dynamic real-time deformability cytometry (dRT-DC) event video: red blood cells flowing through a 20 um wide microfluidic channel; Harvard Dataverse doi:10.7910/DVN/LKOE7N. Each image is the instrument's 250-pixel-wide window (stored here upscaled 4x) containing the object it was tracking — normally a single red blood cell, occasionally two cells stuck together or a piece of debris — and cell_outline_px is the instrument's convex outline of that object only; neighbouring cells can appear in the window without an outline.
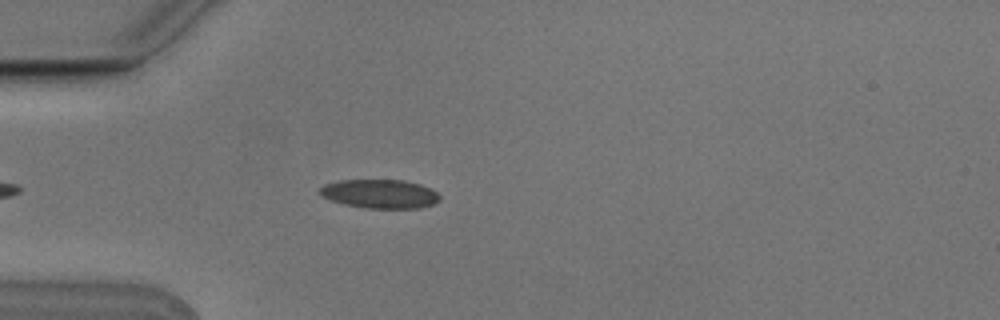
{"species": "Egyptian fruit bat (a non-hibernating species)", "species_latin": "Rousettus aegyptiacus", "temperature_condition": "cold", "stored_images_in_passage": 5, "camera_frame_rate_fps": 3000, "um_per_image_px": 0.085, "animal": {"sex": "male"}, "frame": {"image": 1, "passage_image": 5, "time_ms": 1.333, "image_size_px": [1000, 320], "cell_outline_px": [[440, 200], [432, 204], [420, 208], [364, 208], [344, 204], [332, 200], [324, 196], [320, 192], [320, 188], [324, 184], [340, 180], [404, 180], [420, 184], [436, 192], [440, 196]], "centroid_in_image_um": [32.3, 16.47], "position_along_channel_um": 52.7, "area_um2": 20.0}}